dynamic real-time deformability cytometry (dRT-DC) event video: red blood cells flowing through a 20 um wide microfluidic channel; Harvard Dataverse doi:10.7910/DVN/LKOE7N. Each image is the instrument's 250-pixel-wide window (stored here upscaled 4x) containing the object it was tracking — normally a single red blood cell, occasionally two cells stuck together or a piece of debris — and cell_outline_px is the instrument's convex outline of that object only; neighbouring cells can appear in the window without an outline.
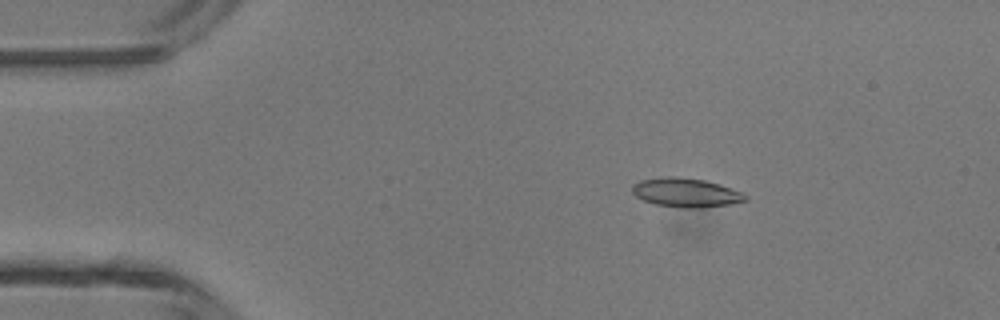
{"species": "common noctule bat (a hibernating species)", "species_latin": "Nyctalus noctula", "temperature_condition": "room temperature", "stored_images_in_passage": 46, "camera_frame_rate_fps": 3000, "um_per_image_px": 0.085, "animal": {"sex": "male", "body_mass_g": 13.3}, "frame": {"image": 1, "passage_image": 7, "time_ms": 2.0, "image_size_px": [1000, 320], "cell_outline_px": [[748, 200], [732, 204], [700, 208], [684, 208], [656, 204], [644, 200], [636, 196], [632, 192], [632, 184], [640, 180], [668, 176], [676, 176], [704, 180], [720, 184], [744, 192], [748, 196]], "centroid_in_image_um": [58.35, 16.37], "position_along_channel_um": 26.7, "area_um2": 19.31}}
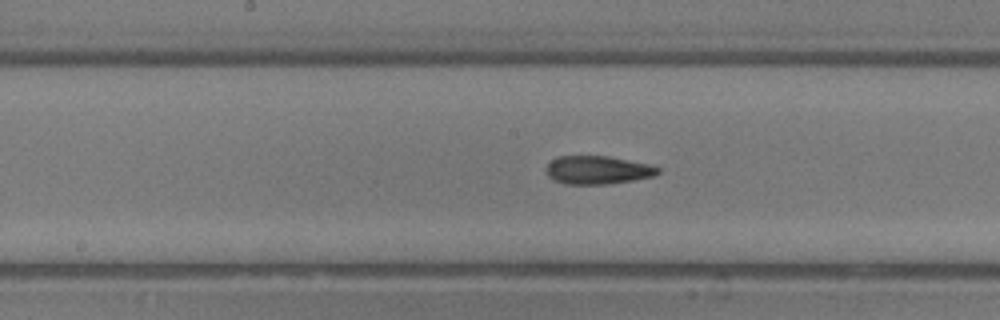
{"frame": {"image": 2, "passage_image": 23, "time_ms": 7.333, "image_size_px": [1000, 320], "cell_outline_px": [[660, 172], [652, 176], [632, 180], [604, 184], [564, 184], [552, 180], [548, 176], [544, 168], [552, 160], [560, 156], [608, 156], [652, 164], [660, 168]], "centroid_in_image_um": [50.78, 14.45], "position_along_channel_um": 197.4, "area_um2": 18.5}}
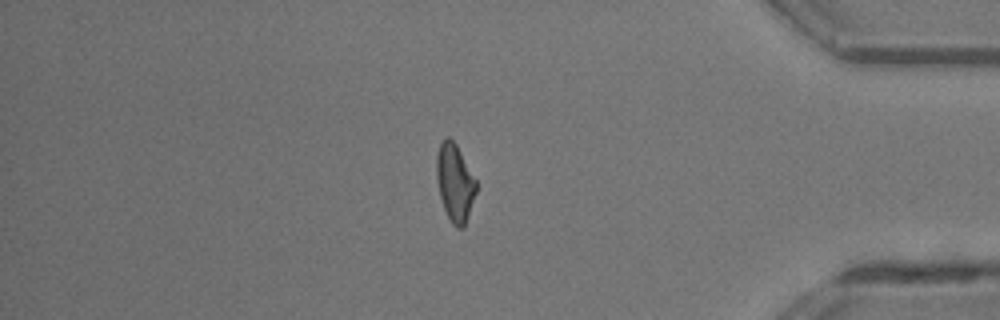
{"frame": {"image": 3, "passage_image": 39, "time_ms": 12.667, "image_size_px": [1000, 320], "cell_outline_px": [[476, 192], [464, 228], [456, 228], [452, 224], [444, 208], [440, 196], [436, 176], [436, 156], [440, 140], [444, 136], [448, 136], [456, 144], [476, 180]], "centroid_in_image_um": [38.64, 15.49], "position_along_channel_um": 396.6, "area_um2": 17.92}, "authors_computed_cell_mechanics": {"area_um2": 18.4093, "velocity_mm_per_s": 4.374, "shape_relaxation_time_tau1_ms": 6.3373, "shape_relaxation_time_tau2_ms": 3.2453, "deformation_change_tau1": 0.2025, "deformation_change_tau2": 0.1345}}